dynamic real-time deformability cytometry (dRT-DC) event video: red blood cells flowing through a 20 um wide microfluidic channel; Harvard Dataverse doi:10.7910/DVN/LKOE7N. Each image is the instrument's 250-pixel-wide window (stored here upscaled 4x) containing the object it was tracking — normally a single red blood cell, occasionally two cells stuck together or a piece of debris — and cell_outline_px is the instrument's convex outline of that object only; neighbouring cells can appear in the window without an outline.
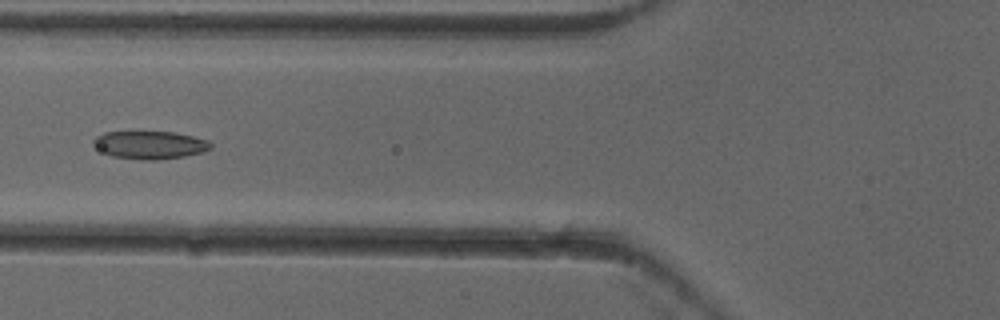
{"species": "common noctule bat (a hibernating species)", "species_latin": "Nyctalus noctula", "temperature_condition": "cold", "stored_images_in_passage": 23, "camera_frame_rate_fps": 3000, "um_per_image_px": 0.085, "animal": {"sex": "female"}, "frame": {"image": 1, "passage_image": 6, "time_ms": 1.667, "image_size_px": [1000, 320], "cell_outline_px": [[212, 148], [204, 152], [184, 156], [156, 160], [144, 160], [112, 156], [104, 152], [92, 144], [92, 140], [96, 136], [104, 132], [172, 132], [192, 136], [208, 140], [212, 144]], "centroid_in_image_um": [12.75, 12.32], "position_along_channel_um": 113.0, "area_um2": 19.02}}
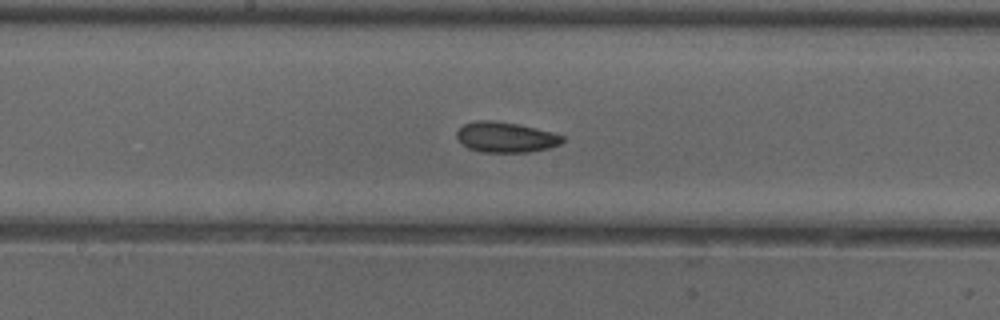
{"frame": {"image": 2, "passage_image": 13, "time_ms": 4.0, "image_size_px": [1000, 320], "cell_outline_px": [[564, 140], [560, 144], [548, 148], [528, 152], [480, 152], [468, 148], [456, 136], [456, 132], [464, 124], [476, 120], [492, 120], [516, 124], [552, 132], [564, 136]], "centroid_in_image_um": [42.98, 11.66], "position_along_channel_um": 205.2, "area_um2": 18.55}}
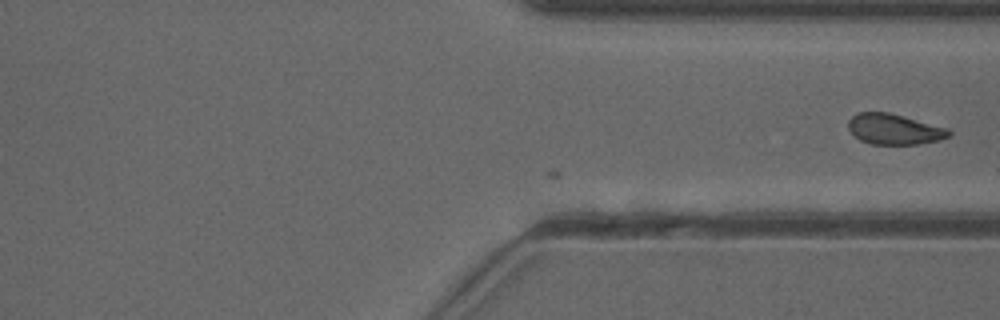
{"frame": {"image": 3, "passage_image": 23, "time_ms": 7.333, "image_size_px": [1000, 320], "cell_outline_px": [[952, 132], [948, 136], [940, 140], [920, 144], [872, 144], [860, 140], [848, 128], [848, 120], [856, 112], [888, 112], [904, 116], [948, 128]], "centroid_in_image_um": [76.01, 10.97], "position_along_channel_um": 335.4, "area_um2": 17.92}}